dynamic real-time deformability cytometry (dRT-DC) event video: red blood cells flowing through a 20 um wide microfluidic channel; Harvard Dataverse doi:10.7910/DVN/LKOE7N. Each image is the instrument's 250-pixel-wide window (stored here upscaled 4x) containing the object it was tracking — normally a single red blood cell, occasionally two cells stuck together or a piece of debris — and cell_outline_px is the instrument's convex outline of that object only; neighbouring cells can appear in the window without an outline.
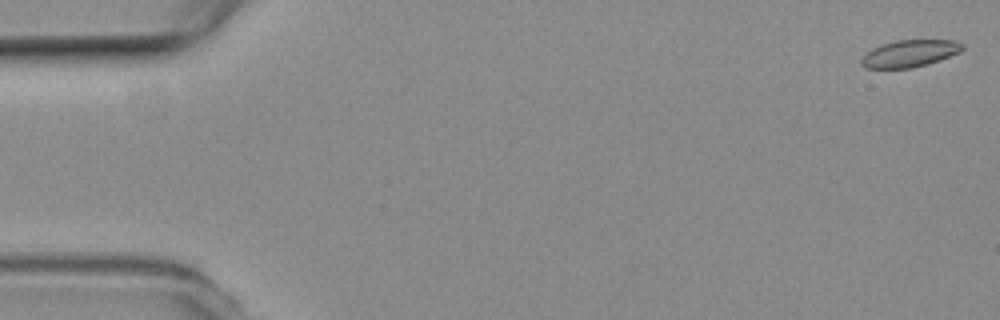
{"species": "common noctule bat (a hibernating species)", "species_latin": "Nyctalus noctula", "temperature_condition": "room temperature", "stored_images_in_passage": 43, "segment_of_instrument_passage": [1, 2], "camera_frame_rate_fps": 3000, "um_per_image_px": 0.085, "animal": {"sex": "female", "body_mass_g": 19.3, "forearm_length_mm": 54.1}, "frame": {"image": 1, "passage_image": 1, "time_ms": 0.0, "image_size_px": [1000, 320], "cell_outline_px": [[964, 48], [960, 52], [940, 60], [928, 64], [912, 68], [864, 68], [860, 64], [860, 60], [872, 48], [896, 40], [956, 40], [964, 44]], "centroid_in_image_um": [77.35, 4.55], "position_along_channel_um": 7.6, "area_um2": 15.95}}